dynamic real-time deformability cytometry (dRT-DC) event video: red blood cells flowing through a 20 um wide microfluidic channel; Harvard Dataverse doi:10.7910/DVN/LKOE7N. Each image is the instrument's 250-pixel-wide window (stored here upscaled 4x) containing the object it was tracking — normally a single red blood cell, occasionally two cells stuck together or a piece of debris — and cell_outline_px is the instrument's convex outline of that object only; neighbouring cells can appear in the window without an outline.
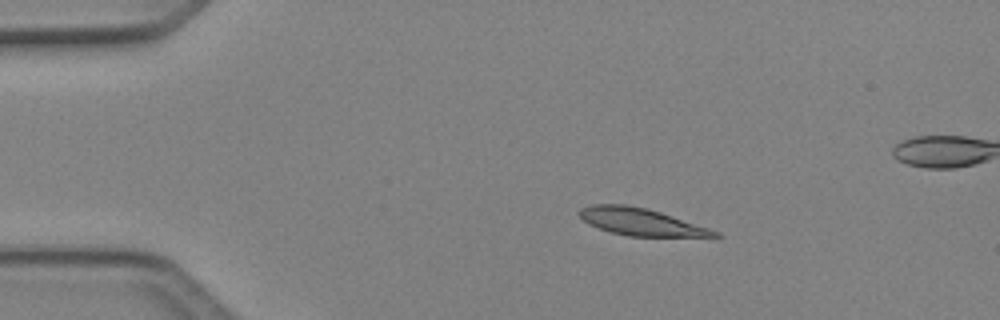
{"species": "Egyptian fruit bat (a non-hibernating species)", "species_latin": "Rousettus aegyptiacus", "temperature_condition": "cold", "stored_images_in_passage": 5, "camera_frame_rate_fps": 3000, "um_per_image_px": 0.085, "animal": {"sex": "female"}, "frame": {"image": 1, "passage_image": 3, "time_ms": 0.667, "image_size_px": [1000, 320], "cell_outline_px": [[724, 236], [628, 236], [612, 232], [588, 224], [580, 216], [580, 208], [592, 204], [624, 204], [648, 208], [720, 232]], "centroid_in_image_um": [54.45, 18.84], "position_along_channel_um": 30.5, "area_um2": 21.04}}